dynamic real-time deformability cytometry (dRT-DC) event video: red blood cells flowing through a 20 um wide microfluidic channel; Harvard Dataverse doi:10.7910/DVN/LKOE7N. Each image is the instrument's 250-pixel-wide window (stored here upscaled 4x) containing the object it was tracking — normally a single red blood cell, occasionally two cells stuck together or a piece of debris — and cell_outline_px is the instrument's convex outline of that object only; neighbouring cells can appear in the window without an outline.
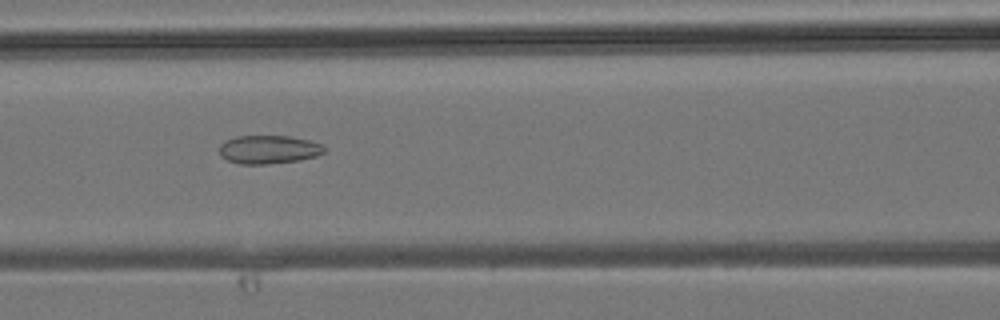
{"species": "common noctule bat (a hibernating species)", "species_latin": "Nyctalus noctula", "temperature_condition": "room temperature", "stored_images_in_passage": 37, "camera_frame_rate_fps": 3000, "um_per_image_px": 0.085, "animal": {"sex": "male", "body_mass_g": 19.2, "forearm_length_mm": 51.8}, "frame": {"image": 1, "passage_image": 13, "time_ms": 4.0, "image_size_px": [1000, 320], "cell_outline_px": [[324, 152], [316, 156], [300, 160], [268, 164], [240, 164], [228, 160], [220, 156], [220, 144], [224, 140], [236, 136], [292, 136], [308, 140], [320, 144], [324, 148]], "centroid_in_image_um": [22.8, 12.7], "position_along_channel_um": 143.8, "area_um2": 17.4}}
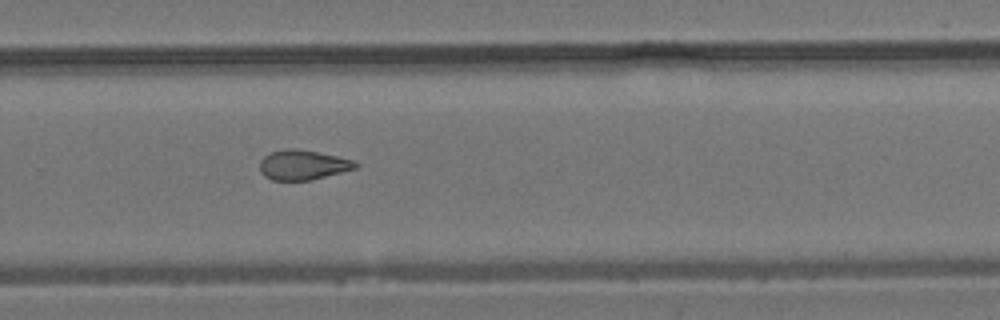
{"frame": {"image": 2, "passage_image": 23, "time_ms": 7.333, "image_size_px": [1000, 320], "cell_outline_px": [[360, 164], [356, 168], [312, 180], [272, 180], [264, 176], [260, 172], [260, 160], [264, 156], [272, 152], [284, 148], [296, 148], [336, 156], [352, 160]], "centroid_in_image_um": [25.72, 14.02], "position_along_channel_um": 304.1, "area_um2": 16.59}}
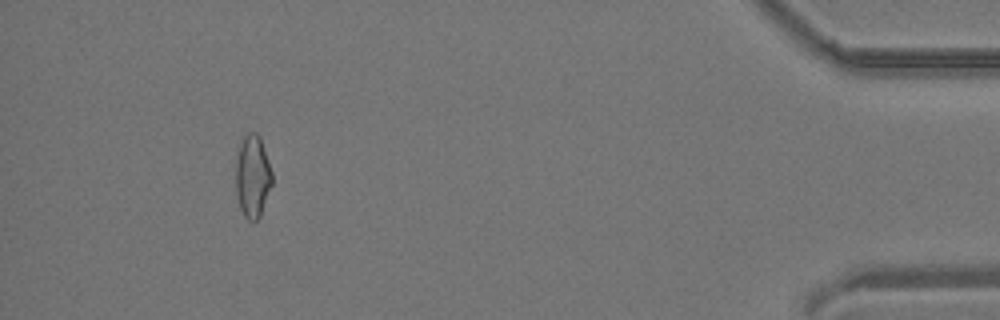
{"frame": {"image": 3, "passage_image": 34, "time_ms": 11.0, "image_size_px": [1000, 320], "cell_outline_px": [[272, 184], [260, 216], [256, 220], [248, 220], [244, 216], [240, 208], [236, 192], [236, 160], [240, 144], [244, 136], [248, 132], [256, 132], [260, 136], [272, 172]], "centroid_in_image_um": [21.47, 14.97], "position_along_channel_um": 413.7, "area_um2": 17.4}}